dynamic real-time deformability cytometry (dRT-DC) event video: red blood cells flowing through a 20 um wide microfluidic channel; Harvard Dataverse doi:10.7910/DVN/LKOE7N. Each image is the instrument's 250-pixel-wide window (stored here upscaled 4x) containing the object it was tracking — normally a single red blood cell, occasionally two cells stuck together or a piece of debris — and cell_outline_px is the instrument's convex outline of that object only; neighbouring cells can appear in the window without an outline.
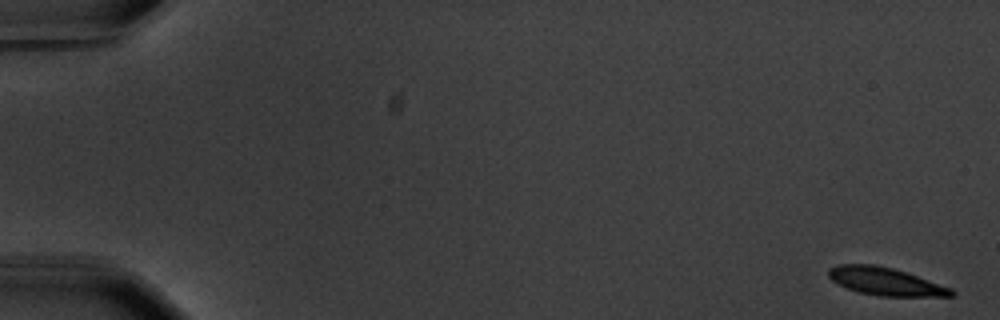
{"species": "common noctule bat (a hibernating species)", "species_latin": "Nyctalus noctula", "temperature_condition": "warm", "stored_images_in_passage": 58, "segment_of_instrument_passage": [1, 2], "camera_frame_rate_fps": 3000, "um_per_image_px": 0.085, "animal": {"sex": "male", "body_mass_g": 20.1, "forearm_length_mm": 53.5}, "frame": {"image": 1, "passage_image": 1, "time_ms": 0.0, "image_size_px": [1000, 320], "cell_outline_px": [[956, 292], [952, 296], [880, 296], [860, 292], [836, 284], [828, 276], [828, 268], [840, 264], [876, 264], [892, 268], [952, 288]], "centroid_in_image_um": [75.23, 23.92], "position_along_channel_um": 9.8, "area_um2": 19.71}}
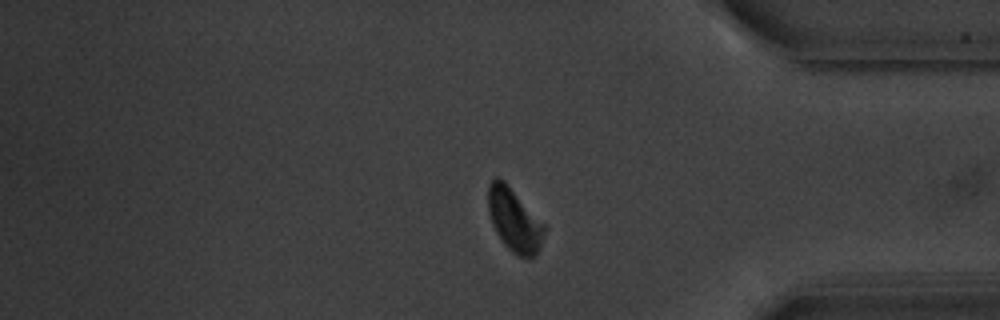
{"frame": {"image": 2, "passage_image": 48, "time_ms": 15.667, "image_size_px": [1000, 320], "cell_outline_px": [[544, 232], [540, 248], [536, 256], [516, 256], [504, 244], [496, 232], [492, 224], [488, 212], [488, 184], [496, 176], [504, 180], [544, 224]], "centroid_in_image_um": [43.69, 18.69], "position_along_channel_um": 391.5, "area_um2": 20.46}}